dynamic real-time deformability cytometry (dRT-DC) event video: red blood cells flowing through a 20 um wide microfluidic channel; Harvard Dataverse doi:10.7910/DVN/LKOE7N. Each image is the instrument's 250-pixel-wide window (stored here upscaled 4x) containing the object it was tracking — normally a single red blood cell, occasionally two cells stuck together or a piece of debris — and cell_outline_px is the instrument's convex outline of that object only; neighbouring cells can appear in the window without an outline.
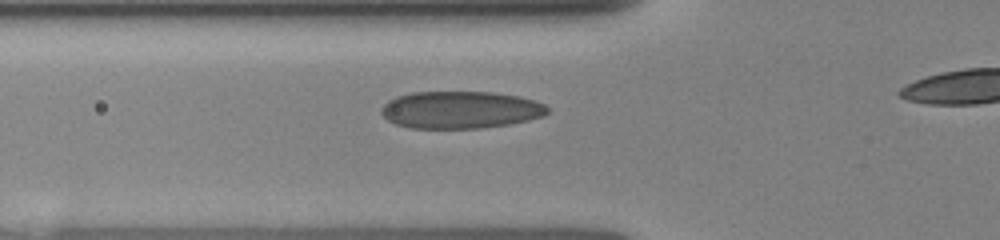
{"species": "human", "species_latin": "Homo sapiens", "temperature_condition": "room temperature", "stored_images_in_passage": 4, "segment_of_instrument_passage": [1, 2], "camera_frame_rate_fps": 3000, "um_per_image_px": 0.085, "donor": {"sex": "female"}, "frame": {"image": 1, "passage_image": 3, "time_ms": 1.667, "image_size_px": [1000, 240], "cell_outline_px": [[548, 112], [544, 116], [528, 120], [508, 124], [480, 128], [408, 128], [396, 124], [388, 120], [380, 112], [380, 108], [388, 100], [396, 96], [412, 92], [492, 92], [520, 96], [544, 104], [548, 108]], "centroid_in_image_um": [39.11, 9.33], "position_along_channel_um": 86.7, "area_um2": 36.18}}